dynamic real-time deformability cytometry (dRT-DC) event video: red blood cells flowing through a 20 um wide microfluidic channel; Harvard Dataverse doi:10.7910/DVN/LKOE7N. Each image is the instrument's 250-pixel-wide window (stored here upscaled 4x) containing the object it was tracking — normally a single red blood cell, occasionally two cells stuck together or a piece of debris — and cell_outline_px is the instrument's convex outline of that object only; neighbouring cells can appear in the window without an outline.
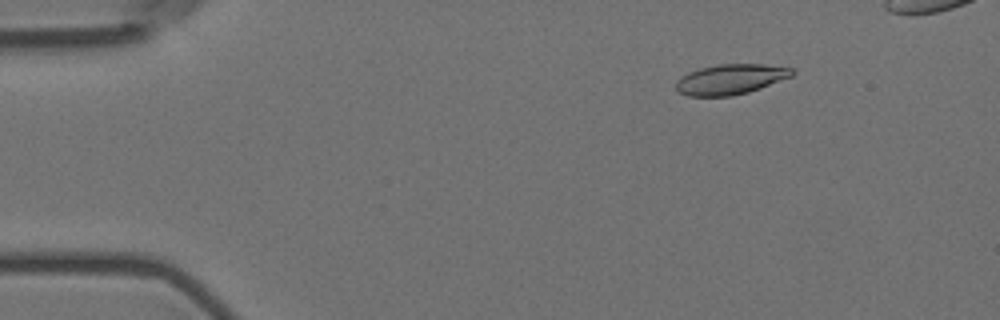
{"species": "Egyptian fruit bat (a non-hibernating species)", "species_latin": "Rousettus aegyptiacus", "temperature_condition": "room temperature", "stored_images_in_passage": 5, "camera_frame_rate_fps": 3000, "um_per_image_px": 0.085, "animal": {"sex": "female"}, "frame": {"image": 1, "passage_image": 3, "time_ms": 0.667, "image_size_px": [1000, 320], "cell_outline_px": [[796, 72], [792, 76], [760, 88], [748, 92], [732, 96], [688, 96], [676, 92], [676, 80], [680, 76], [688, 72], [700, 68], [716, 64], [764, 64], [792, 68]], "centroid_in_image_um": [62.06, 6.74], "position_along_channel_um": 22.9, "area_um2": 20.63}}